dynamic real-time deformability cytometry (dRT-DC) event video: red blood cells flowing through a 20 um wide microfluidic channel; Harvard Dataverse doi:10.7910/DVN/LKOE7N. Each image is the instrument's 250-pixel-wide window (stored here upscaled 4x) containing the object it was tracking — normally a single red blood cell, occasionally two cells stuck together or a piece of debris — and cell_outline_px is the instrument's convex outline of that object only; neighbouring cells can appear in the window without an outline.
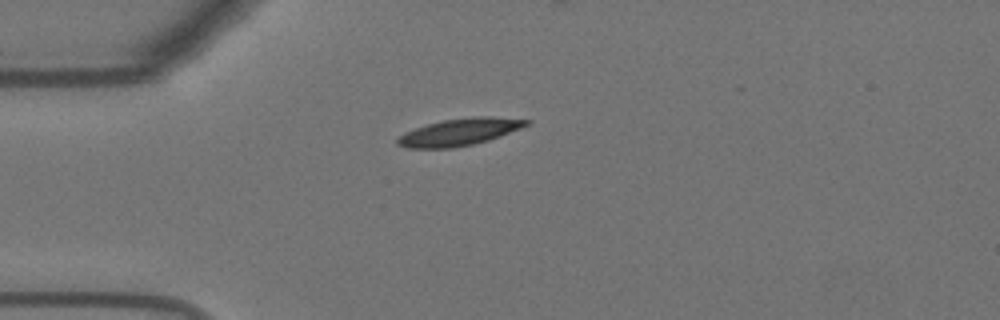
{"species": "Egyptian fruit bat (a non-hibernating species)", "species_latin": "Rousettus aegyptiacus", "temperature_condition": "warm", "stored_images_in_passage": 43, "camera_frame_rate_fps": 3000, "um_per_image_px": 0.085, "animal": {"sex": "female"}, "frame": {"image": 1, "passage_image": 1, "time_ms": 0.0, "image_size_px": [1000, 320], "cell_outline_px": [[532, 124], [500, 136], [488, 140], [472, 144], [452, 148], [404, 148], [396, 144], [396, 140], [404, 132], [428, 124], [444, 120], [472, 116], [492, 116], [532, 120]], "centroid_in_image_um": [39.09, 11.21], "position_along_channel_um": 45.9, "area_um2": 20.4}}
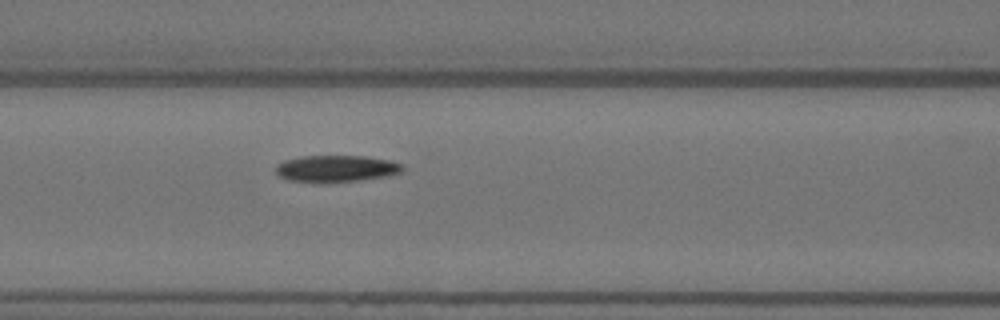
{"frame": {"image": 2, "passage_image": 10, "time_ms": 3.0, "image_size_px": [1000, 320], "cell_outline_px": [[404, 172], [388, 176], [360, 180], [320, 184], [288, 180], [280, 176], [276, 172], [276, 164], [284, 160], [300, 156], [364, 156], [388, 160], [404, 164]], "centroid_in_image_um": [28.58, 14.35], "position_along_channel_um": 138.0, "area_um2": 20.23}}
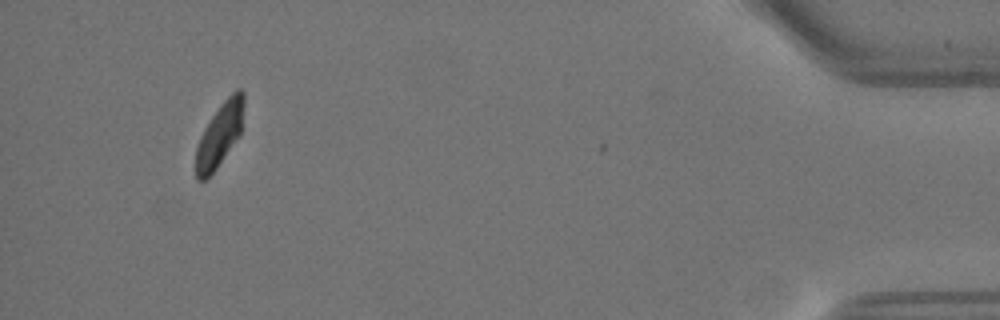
{"frame": {"image": 3, "passage_image": 39, "time_ms": 12.667, "image_size_px": [1000, 320], "cell_outline_px": [[244, 104], [240, 136], [208, 180], [196, 180], [196, 148], [200, 136], [204, 128], [220, 104], [236, 88], [240, 88], [244, 92]], "centroid_in_image_um": [18.68, 11.46], "position_along_channel_um": 416.5, "area_um2": 18.03}, "authors_computed_cell_mechanics": {"area_um2": 19.9988, "velocity_mm_per_s": 3.6104, "shape_relaxation_time_tau1_ms": 4.0864, "shape_relaxation_time_tau2_ms": null, "deformation_change_tau1": 0.1602, "deformation_change_tau2": null}}